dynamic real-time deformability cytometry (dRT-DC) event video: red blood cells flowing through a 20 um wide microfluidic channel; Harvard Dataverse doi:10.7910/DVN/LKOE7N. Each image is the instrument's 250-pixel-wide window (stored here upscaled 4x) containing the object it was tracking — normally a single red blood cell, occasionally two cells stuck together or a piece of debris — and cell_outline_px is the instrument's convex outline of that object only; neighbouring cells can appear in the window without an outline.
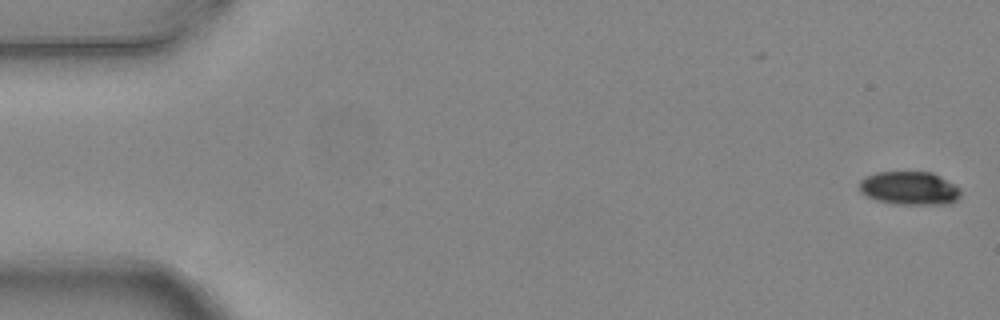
{"species": "common noctule bat (a hibernating species)", "species_latin": "Nyctalus noctula", "temperature_condition": "warm", "stored_images_in_passage": 5, "camera_frame_rate_fps": 3000, "um_per_image_px": 0.085, "animal": {"sex": "female", "body_mass_g": 24.6, "forearm_length_mm": 56.2}, "frame": {"image": 1, "passage_image": 1, "time_ms": 0.0, "image_size_px": [1000, 320], "cell_outline_px": [[960, 196], [956, 200], [948, 204], [892, 204], [876, 200], [860, 192], [860, 180], [864, 176], [876, 172], [932, 172], [940, 176], [960, 188]], "centroid_in_image_um": [77.29, 15.99], "position_along_channel_um": 7.7, "area_um2": 19.77}}
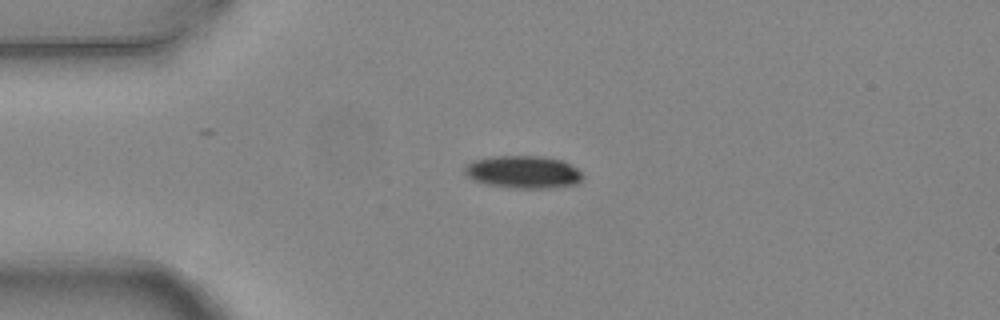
{"frame": {"image": 2, "passage_image": 4, "time_ms": 1.0, "image_size_px": [1000, 320], "cell_outline_px": [[584, 176], [580, 184], [556, 188], [508, 188], [488, 184], [476, 180], [468, 176], [464, 172], [464, 164], [472, 160], [492, 156], [544, 156], [560, 160], [584, 172]], "centroid_in_image_um": [44.51, 14.63], "position_along_channel_um": 40.5, "area_um2": 22.77}}